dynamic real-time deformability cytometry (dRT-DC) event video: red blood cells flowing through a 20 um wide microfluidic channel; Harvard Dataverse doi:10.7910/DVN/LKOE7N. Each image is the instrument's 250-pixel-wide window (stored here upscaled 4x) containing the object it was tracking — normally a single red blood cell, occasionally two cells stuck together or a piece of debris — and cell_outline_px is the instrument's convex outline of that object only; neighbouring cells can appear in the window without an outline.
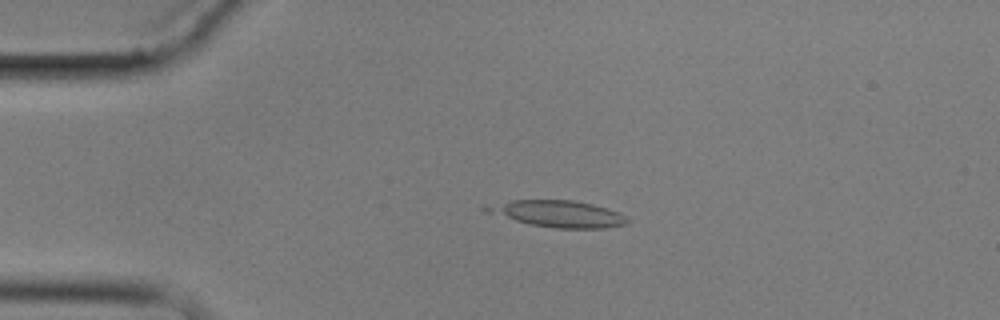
{"species": "common noctule bat (a hibernating species)", "species_latin": "Nyctalus noctula", "temperature_condition": "cold", "stored_images_in_passage": 4, "camera_frame_rate_fps": 3000, "um_per_image_px": 0.085, "animal": {"sex": "male", "body_mass_g": 17.9}, "frame": {"image": 1, "passage_image": 2, "time_ms": 4.0, "image_size_px": [1000, 320], "cell_outline_px": [[632, 220], [628, 224], [604, 228], [556, 228], [528, 224], [484, 212], [480, 208], [484, 204], [512, 200], [572, 200], [592, 204], [616, 212]], "centroid_in_image_um": [47.33, 18.17], "position_along_channel_um": 37.7, "area_um2": 22.02}}
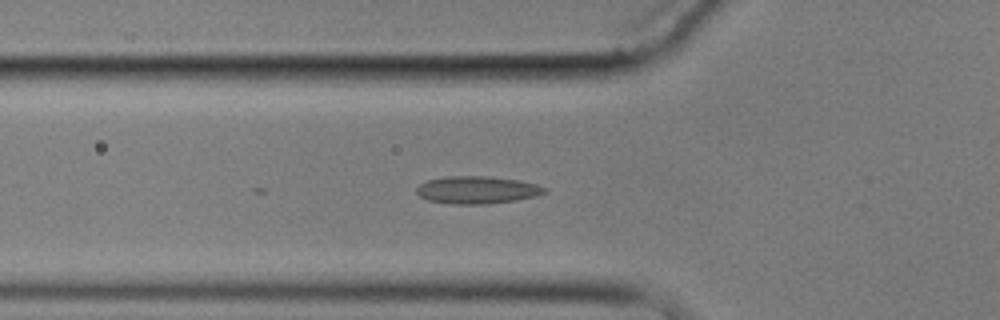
{"frame": {"image": 2, "passage_image": 4, "time_ms": 6.333, "image_size_px": [1000, 320], "cell_outline_px": [[548, 192], [536, 196], [516, 200], [488, 204], [448, 204], [428, 200], [420, 196], [416, 192], [416, 188], [420, 184], [428, 180], [444, 176], [488, 176], [520, 180], [536, 184], [548, 188]], "centroid_in_image_um": [40.57, 16.14], "position_along_channel_um": 85.2, "area_um2": 20.75}}